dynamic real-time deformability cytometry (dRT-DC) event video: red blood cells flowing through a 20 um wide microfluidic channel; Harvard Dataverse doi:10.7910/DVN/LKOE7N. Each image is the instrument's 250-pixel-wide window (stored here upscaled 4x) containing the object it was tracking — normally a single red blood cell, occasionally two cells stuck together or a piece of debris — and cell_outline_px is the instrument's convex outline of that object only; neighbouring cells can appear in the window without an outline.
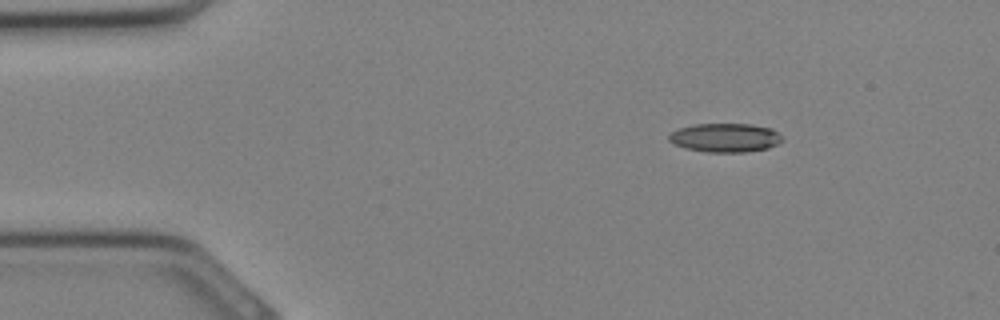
{"species": "Egyptian fruit bat (a non-hibernating species)", "species_latin": "Rousettus aegyptiacus", "temperature_condition": "cold", "stored_images_in_passage": 7, "camera_frame_rate_fps": 3000, "um_per_image_px": 0.085, "animal": {"sex": "female"}, "frame": {"image": 1, "passage_image": 1, "time_ms": 0.0, "image_size_px": [1000, 320], "cell_outline_px": [[784, 140], [768, 148], [744, 152], [708, 152], [684, 148], [668, 140], [668, 136], [672, 132], [680, 128], [692, 124], [752, 124], [772, 128], [784, 136]], "centroid_in_image_um": [61.68, 11.7], "position_along_channel_um": 23.3, "area_um2": 19.13}}
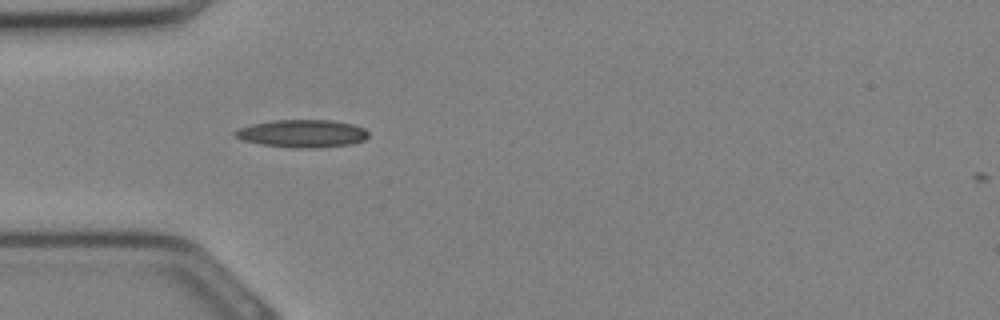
{"frame": {"image": 2, "passage_image": 6, "time_ms": 1.667, "image_size_px": [1000, 320], "cell_outline_px": [[368, 136], [364, 140], [352, 144], [316, 148], [292, 148], [260, 144], [244, 140], [236, 136], [232, 132], [240, 128], [252, 124], [272, 120], [332, 120], [352, 124], [364, 128], [368, 132]], "centroid_in_image_um": [25.71, 11.35], "position_along_channel_um": 59.3, "area_um2": 21.56}}